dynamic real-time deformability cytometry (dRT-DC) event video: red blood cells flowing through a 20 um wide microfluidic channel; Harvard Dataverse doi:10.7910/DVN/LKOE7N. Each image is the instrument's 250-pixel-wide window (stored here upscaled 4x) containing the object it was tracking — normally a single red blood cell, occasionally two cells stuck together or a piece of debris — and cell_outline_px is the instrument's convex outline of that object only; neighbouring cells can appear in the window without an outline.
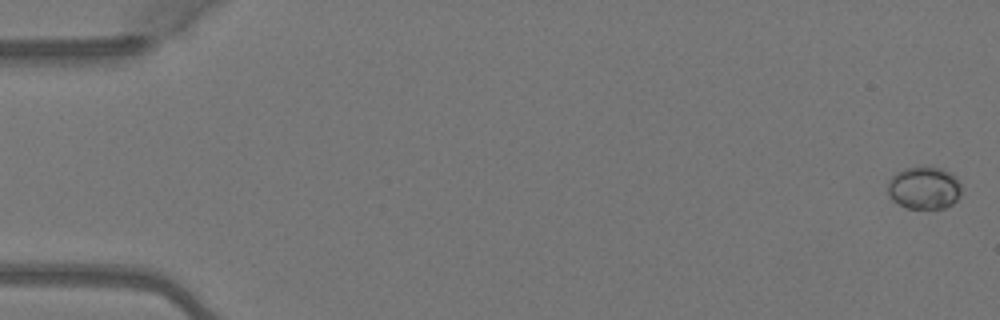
{"species": "Egyptian fruit bat (a non-hibernating species)", "species_latin": "Rousettus aegyptiacus", "temperature_condition": "warm", "stored_images_in_passage": 5, "camera_frame_rate_fps": 3000, "um_per_image_px": 0.085, "animal": {"sex": "female"}, "frame": {"image": 1, "passage_image": 1, "time_ms": 0.0, "image_size_px": [1000, 320], "cell_outline_px": [[960, 196], [952, 204], [944, 208], [908, 208], [892, 200], [888, 192], [888, 180], [896, 172], [904, 168], [940, 168], [952, 172], [956, 176], [960, 184]], "centroid_in_image_um": [78.55, 15.97], "position_along_channel_um": 6.4, "area_um2": 18.15}}
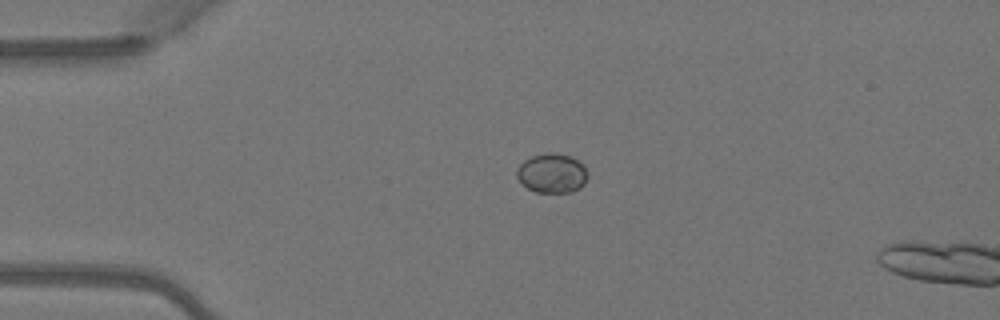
{"frame": {"image": 2, "passage_image": 4, "time_ms": 1.0, "image_size_px": [1000, 320], "cell_outline_px": [[588, 176], [584, 184], [580, 188], [572, 192], [536, 192], [528, 188], [516, 176], [516, 168], [524, 160], [532, 156], [548, 152], [552, 152], [572, 156], [584, 164], [588, 172]], "centroid_in_image_um": [46.95, 14.71], "position_along_channel_um": 38.1, "area_um2": 16.47}}